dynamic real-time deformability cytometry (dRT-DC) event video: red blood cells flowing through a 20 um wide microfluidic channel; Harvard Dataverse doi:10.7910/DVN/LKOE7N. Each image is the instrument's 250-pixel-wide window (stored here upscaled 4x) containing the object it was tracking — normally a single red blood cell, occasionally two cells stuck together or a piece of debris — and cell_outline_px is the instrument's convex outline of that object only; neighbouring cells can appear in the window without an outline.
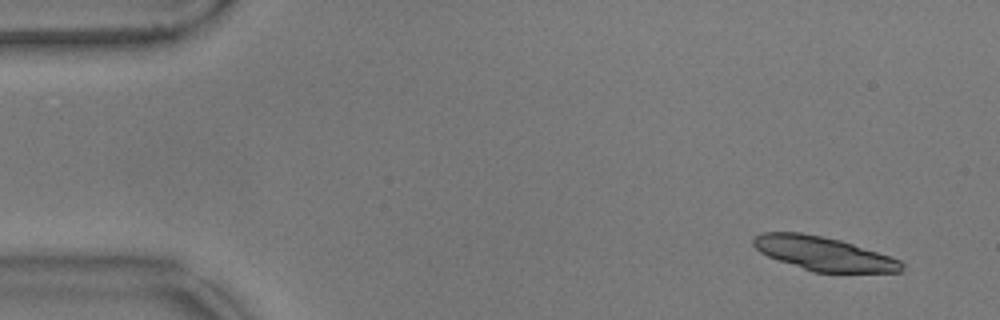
{"species": "common noctule bat (a hibernating species)", "species_latin": "Nyctalus noctula", "temperature_condition": "warm", "stored_images_in_passage": 15, "camera_frame_rate_fps": 3000, "um_per_image_px": 0.085, "animal": {"sex": "male", "body_mass_g": 17.9}, "frame": {"image": 1, "passage_image": 1, "time_ms": 0.0, "image_size_px": [1000, 320], "cell_outline_px": [[904, 268], [900, 272], [812, 272], [768, 256], [760, 252], [752, 244], [752, 240], [756, 236], [764, 232], [800, 232], [840, 240], [900, 260], [904, 264]], "centroid_in_image_um": [69.98, 21.56], "position_along_channel_um": 15.0, "area_um2": 28.78}}